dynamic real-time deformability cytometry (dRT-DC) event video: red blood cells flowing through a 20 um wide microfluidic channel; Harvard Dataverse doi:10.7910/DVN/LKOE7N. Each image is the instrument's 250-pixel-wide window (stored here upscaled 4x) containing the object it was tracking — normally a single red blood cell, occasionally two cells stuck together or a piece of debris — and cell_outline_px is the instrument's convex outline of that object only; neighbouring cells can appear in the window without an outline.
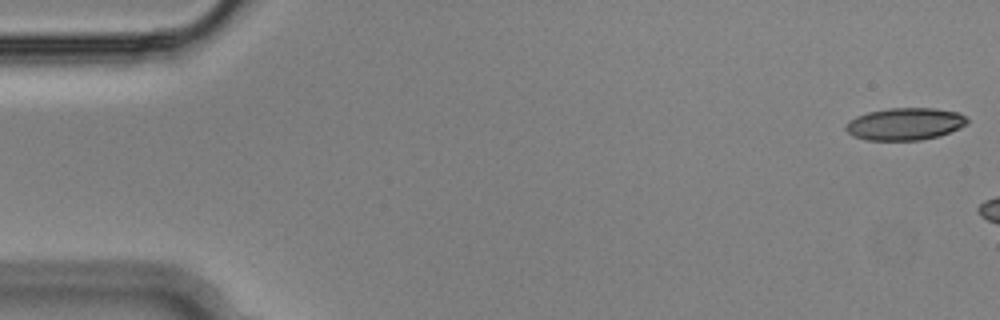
{"species": "Egyptian fruit bat (a non-hibernating species)", "species_latin": "Rousettus aegyptiacus", "temperature_condition": "cold", "stored_images_in_passage": 7, "camera_frame_rate_fps": 3000, "um_per_image_px": 0.085, "animal": {"sex": "male"}, "frame": {"image": 1, "passage_image": 1, "time_ms": 0.0, "image_size_px": [1000, 320], "cell_outline_px": [[968, 124], [960, 128], [940, 136], [920, 140], [868, 140], [852, 136], [844, 128], [844, 124], [848, 120], [856, 116], [868, 112], [888, 108], [936, 108], [960, 112], [968, 120]], "centroid_in_image_um": [76.92, 10.53], "position_along_channel_um": 8.1, "area_um2": 23.12}}